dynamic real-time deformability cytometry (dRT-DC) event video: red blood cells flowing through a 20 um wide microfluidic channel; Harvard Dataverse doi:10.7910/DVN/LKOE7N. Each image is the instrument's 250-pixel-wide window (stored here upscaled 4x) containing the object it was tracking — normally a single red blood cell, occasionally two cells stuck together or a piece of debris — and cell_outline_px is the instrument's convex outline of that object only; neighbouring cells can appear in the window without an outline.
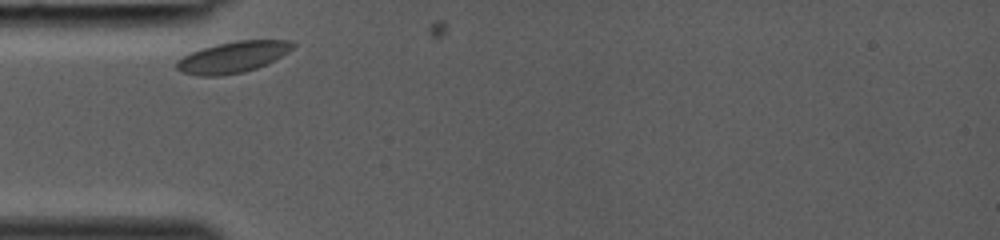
{"species": "common noctule bat (a hibernating species)", "species_latin": "Nyctalus noctula", "temperature_condition": "room temperature", "stored_images_in_passage": 3, "camera_frame_rate_fps": 3000, "um_per_image_px": 0.085, "animal": {"sex": "female", "body_mass_g": 19.0, "forearm_length_mm": 53.3}, "frame": {"image": 1, "passage_image": 1, "time_ms": 0.0, "image_size_px": [1000, 240], "cell_outline_px": [[296, 44], [288, 52], [256, 68], [244, 72], [220, 76], [196, 76], [184, 72], [176, 68], [176, 60], [200, 48], [216, 44], [236, 40], [288, 40]], "centroid_in_image_um": [19.75, 4.85], "position_along_channel_um": 65.2, "area_um2": 20.98}}